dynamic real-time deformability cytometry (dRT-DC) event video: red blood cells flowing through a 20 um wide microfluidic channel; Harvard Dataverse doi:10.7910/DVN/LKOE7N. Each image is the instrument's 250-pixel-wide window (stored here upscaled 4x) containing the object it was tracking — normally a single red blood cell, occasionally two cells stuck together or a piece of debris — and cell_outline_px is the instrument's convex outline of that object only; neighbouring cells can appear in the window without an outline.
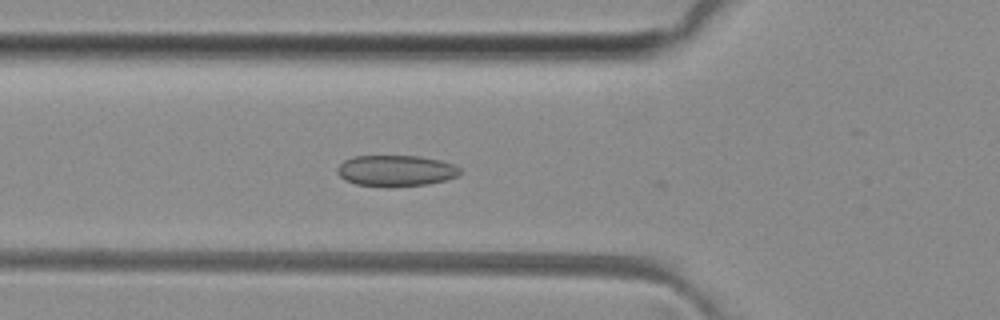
{"species": "common noctule bat (a hibernating species)", "species_latin": "Nyctalus noctula", "temperature_condition": "room temperature", "stored_images_in_passage": 31, "camera_frame_rate_fps": 3000, "um_per_image_px": 0.085, "animal": {"sex": "female", "body_mass_g": 29.2, "forearm_length_mm": 56.3}, "frame": {"image": 1, "passage_image": 3, "time_ms": 0.667, "image_size_px": [1000, 320], "cell_outline_px": [[460, 172], [456, 176], [444, 180], [428, 184], [388, 188], [356, 184], [344, 180], [336, 172], [336, 168], [344, 160], [352, 156], [420, 156], [440, 160], [456, 164], [460, 168]], "centroid_in_image_um": [33.62, 14.52], "position_along_channel_um": 92.2, "area_um2": 22.6}}
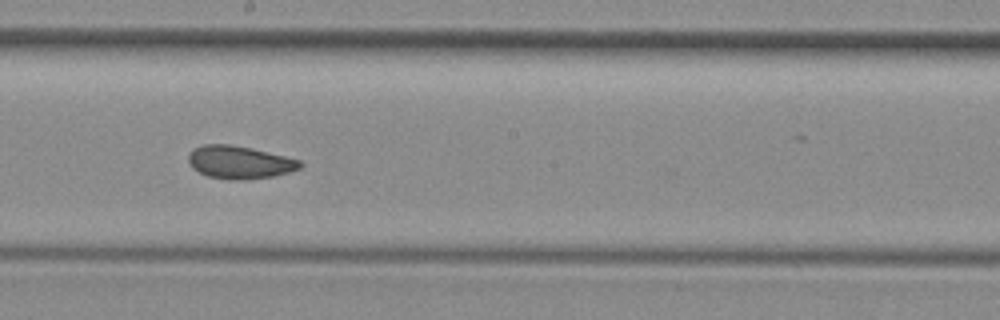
{"frame": {"image": 2, "passage_image": 13, "time_ms": 4.0, "image_size_px": [1000, 320], "cell_outline_px": [[304, 164], [300, 168], [288, 172], [272, 176], [240, 180], [228, 180], [208, 176], [192, 168], [188, 160], [188, 152], [192, 148], [204, 144], [228, 144], [252, 148], [300, 160]], "centroid_in_image_um": [20.32, 13.78], "position_along_channel_um": 227.9, "area_um2": 21.39}}
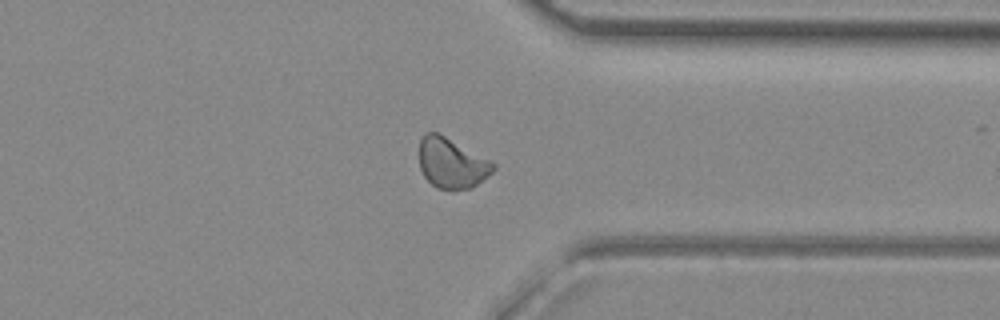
{"frame": {"image": 3, "passage_image": 24, "time_ms": 7.667, "image_size_px": [1000, 320], "cell_outline_px": [[496, 168], [492, 172], [472, 188], [452, 192], [436, 188], [424, 176], [420, 168], [420, 140], [428, 132], [440, 132], [496, 164]], "centroid_in_image_um": [38.4, 13.89], "position_along_channel_um": 373.0, "area_um2": 21.91}, "authors_computed_cell_mechanics": {"area_um2": 21.2126, "velocity_mm_per_s": 4.0697, "shape_relaxation_time_tau1_ms": null, "shape_relaxation_time_tau2_ms": 1.9844, "deformation_change_tau1": null, "deformation_change_tau2": 0.0556}}